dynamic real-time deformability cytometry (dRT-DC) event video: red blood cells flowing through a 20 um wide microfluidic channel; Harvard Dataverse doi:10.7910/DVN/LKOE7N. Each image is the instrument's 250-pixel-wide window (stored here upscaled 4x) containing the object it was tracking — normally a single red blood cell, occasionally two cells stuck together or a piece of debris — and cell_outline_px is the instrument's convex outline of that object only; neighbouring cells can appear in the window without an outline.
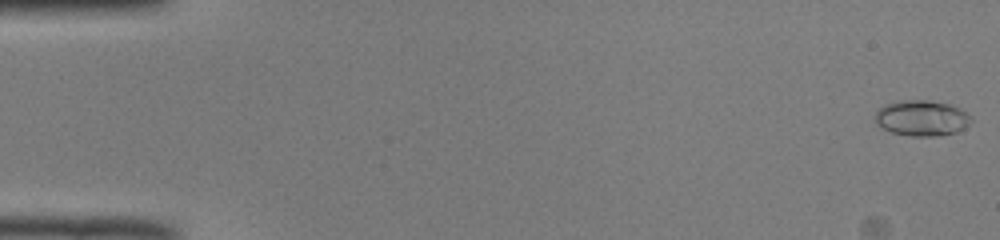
{"species": "common noctule bat (a hibernating species)", "species_latin": "Nyctalus noctula", "temperature_condition": "room temperature", "stored_images_in_passage": 15, "camera_frame_rate_fps": 3000, "um_per_image_px": 0.085, "animal": {"sex": "male", "body_mass_g": 19.0, "forearm_length_mm": 50.8}, "frame": {"image": 1, "passage_image": 1, "time_ms": 0.0, "image_size_px": [1000, 240], "cell_outline_px": [[972, 120], [964, 128], [956, 132], [936, 136], [912, 136], [892, 132], [876, 124], [872, 116], [884, 104], [900, 100], [928, 100], [952, 104], [972, 116]], "centroid_in_image_um": [78.33, 10.02], "position_along_channel_um": 6.7, "area_um2": 20.11}}